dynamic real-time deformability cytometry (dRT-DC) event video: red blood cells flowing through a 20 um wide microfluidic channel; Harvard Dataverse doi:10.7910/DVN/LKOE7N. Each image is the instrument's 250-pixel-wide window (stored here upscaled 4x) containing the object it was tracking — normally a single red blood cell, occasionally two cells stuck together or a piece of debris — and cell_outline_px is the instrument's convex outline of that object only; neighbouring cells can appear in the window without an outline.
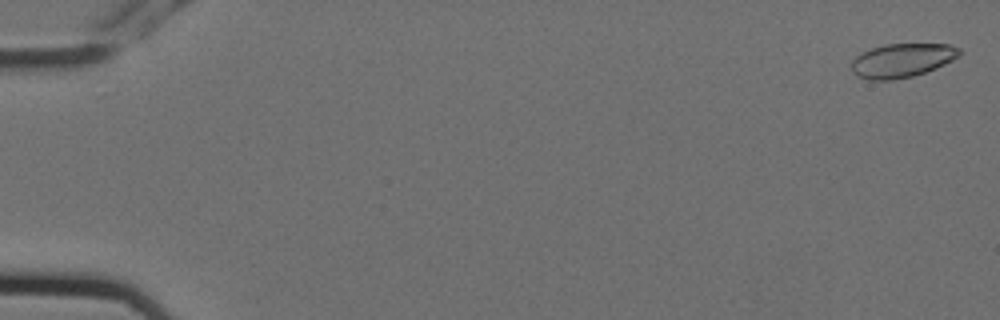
{"species": "Egyptian fruit bat (a non-hibernating species)", "species_latin": "Rousettus aegyptiacus", "temperature_condition": "cold", "stored_images_in_passage": 5, "camera_frame_rate_fps": 3000, "um_per_image_px": 0.085, "animal": {"sex": "female"}, "frame": {"image": 1, "passage_image": 1, "time_ms": 0.0, "image_size_px": [1000, 320], "cell_outline_px": [[964, 52], [960, 56], [936, 68], [912, 76], [892, 80], [868, 80], [856, 76], [852, 72], [852, 60], [856, 56], [872, 48], [884, 44], [948, 44], [960, 48]], "centroid_in_image_um": [76.69, 5.13], "position_along_channel_um": 8.3, "area_um2": 21.39}}
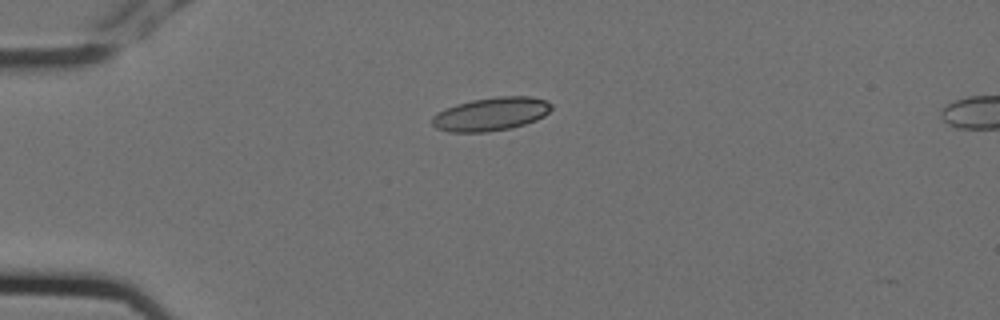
{"frame": {"image": 2, "passage_image": 4, "time_ms": 1.0, "image_size_px": [1000, 320], "cell_outline_px": [[552, 108], [544, 116], [536, 120], [512, 128], [488, 132], [448, 132], [436, 128], [432, 124], [432, 116], [436, 112], [456, 104], [472, 100], [496, 96], [532, 96], [544, 100], [552, 104]], "centroid_in_image_um": [41.72, 9.69], "position_along_channel_um": 43.3, "area_um2": 23.35}}